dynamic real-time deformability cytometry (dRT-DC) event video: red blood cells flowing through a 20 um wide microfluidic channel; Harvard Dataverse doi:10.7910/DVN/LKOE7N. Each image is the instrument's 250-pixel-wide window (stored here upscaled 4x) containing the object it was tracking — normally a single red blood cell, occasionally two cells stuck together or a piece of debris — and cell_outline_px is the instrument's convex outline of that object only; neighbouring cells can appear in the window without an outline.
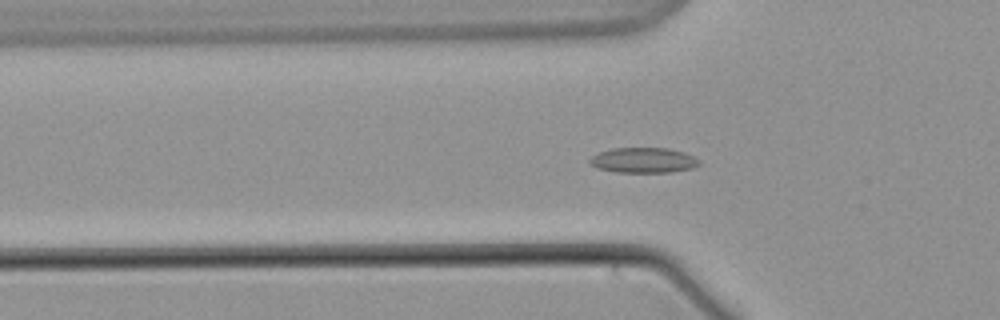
{"species": "common noctule bat (a hibernating species)", "species_latin": "Nyctalus noctula", "temperature_condition": "warm", "stored_images_in_passage": 62, "camera_frame_rate_fps": 3000, "um_per_image_px": 0.085, "animal": {"sex": "male", "body_mass_g": 21.5, "forearm_length_mm": 52.0}, "frame": {"image": 1, "passage_image": 21, "time_ms": 6.667, "image_size_px": [1000, 320], "cell_outline_px": [[700, 164], [692, 168], [672, 172], [616, 172], [596, 168], [588, 160], [592, 156], [600, 152], [612, 148], [668, 148], [684, 152], [700, 160]], "centroid_in_image_um": [54.7, 13.62], "position_along_channel_um": 71.1, "area_um2": 16.07}}
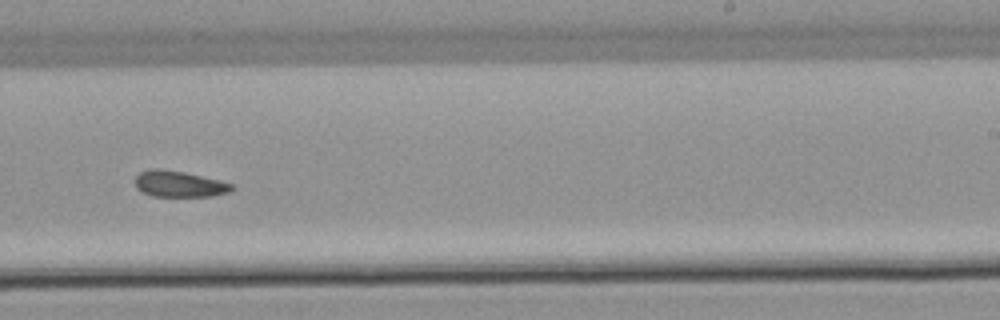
{"frame": {"image": 2, "passage_image": 39, "time_ms": 12.667, "image_size_px": [1000, 320], "cell_outline_px": [[236, 188], [228, 192], [212, 196], [152, 196], [140, 192], [136, 188], [136, 176], [140, 172], [152, 168], [156, 168], [184, 172], [220, 180], [232, 184]], "centroid_in_image_um": [15.22, 15.64], "position_along_channel_um": 273.8, "area_um2": 14.74}}
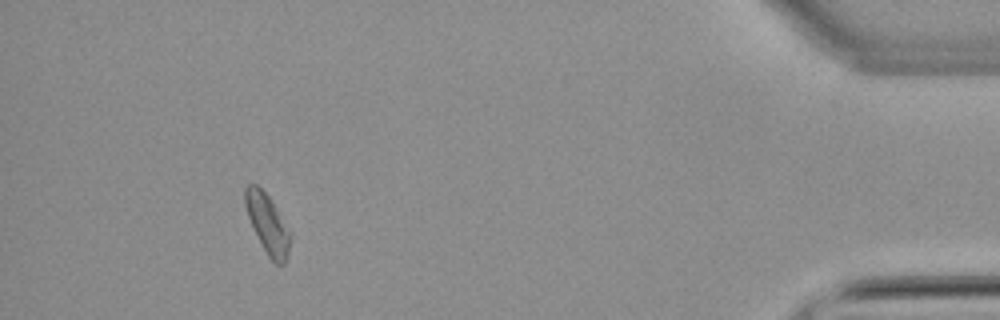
{"frame": {"image": 3, "passage_image": 57, "time_ms": 18.667, "image_size_px": [1000, 320], "cell_outline_px": [[292, 236], [288, 252], [284, 264], [276, 264], [268, 256], [248, 216], [244, 204], [244, 188], [248, 184], [256, 184], [268, 196], [292, 232]], "centroid_in_image_um": [22.76, 19.01], "position_along_channel_um": 412.4, "area_um2": 15.37}}